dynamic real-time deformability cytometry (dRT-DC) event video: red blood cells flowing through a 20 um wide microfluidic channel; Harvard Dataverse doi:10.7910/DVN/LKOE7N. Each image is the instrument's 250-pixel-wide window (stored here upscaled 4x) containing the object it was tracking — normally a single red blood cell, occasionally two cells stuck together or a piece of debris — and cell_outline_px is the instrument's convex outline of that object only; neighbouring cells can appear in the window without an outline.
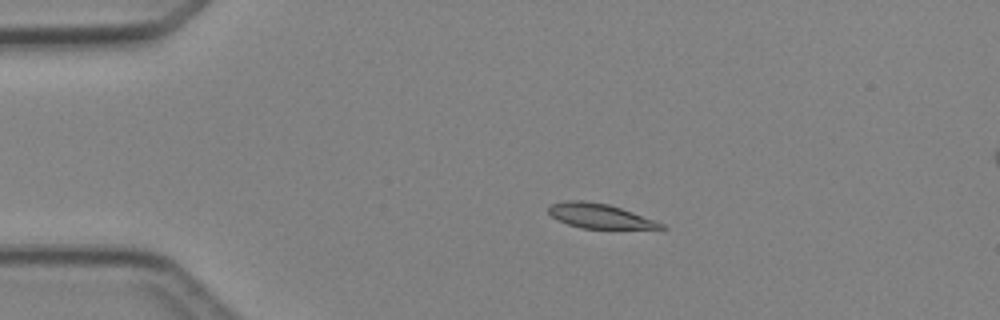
{"species": "Egyptian fruit bat (a non-hibernating species)", "species_latin": "Rousettus aegyptiacus", "temperature_condition": "cold", "stored_images_in_passage": 4, "camera_frame_rate_fps": 3000, "um_per_image_px": 0.085, "animal": {"sex": "female"}, "frame": {"image": 1, "passage_image": 3, "time_ms": 2.333, "image_size_px": [1000, 320], "cell_outline_px": [[668, 228], [580, 228], [568, 224], [552, 216], [548, 212], [548, 208], [552, 204], [568, 200], [584, 200], [608, 204], [632, 212], [664, 224]], "centroid_in_image_um": [50.94, 18.35], "position_along_channel_um": 34.1, "area_um2": 15.72}}